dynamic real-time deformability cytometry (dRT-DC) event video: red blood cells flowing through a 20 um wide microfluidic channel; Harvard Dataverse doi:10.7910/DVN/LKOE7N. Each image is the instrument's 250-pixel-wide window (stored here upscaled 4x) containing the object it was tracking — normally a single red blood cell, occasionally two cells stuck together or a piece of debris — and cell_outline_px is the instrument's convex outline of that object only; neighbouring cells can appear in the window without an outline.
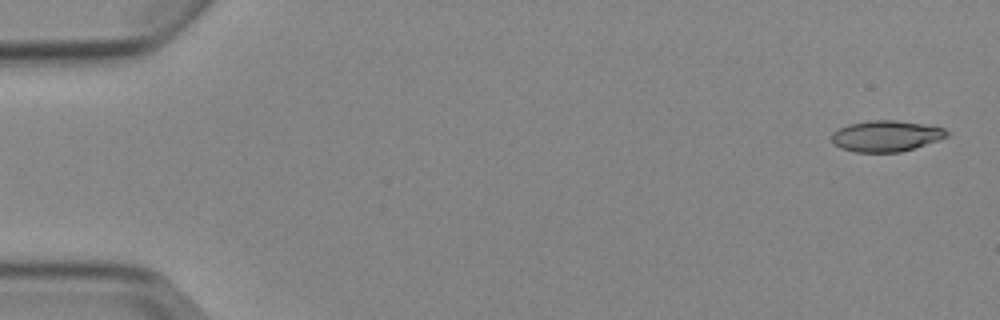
{"species": "Egyptian fruit bat (a non-hibernating species)", "species_latin": "Rousettus aegyptiacus", "temperature_condition": "cold", "stored_images_in_passage": 6, "camera_frame_rate_fps": 3000, "um_per_image_px": 0.085, "animal": {"sex": "female"}, "frame": {"image": 1, "passage_image": 1, "time_ms": 0.0, "image_size_px": [1000, 320], "cell_outline_px": [[948, 136], [900, 152], [856, 152], [840, 148], [832, 144], [832, 132], [848, 124], [872, 120], [896, 120], [924, 124], [944, 128], [948, 132]], "centroid_in_image_um": [75.27, 11.55], "position_along_channel_um": 9.7, "area_um2": 20.63}}
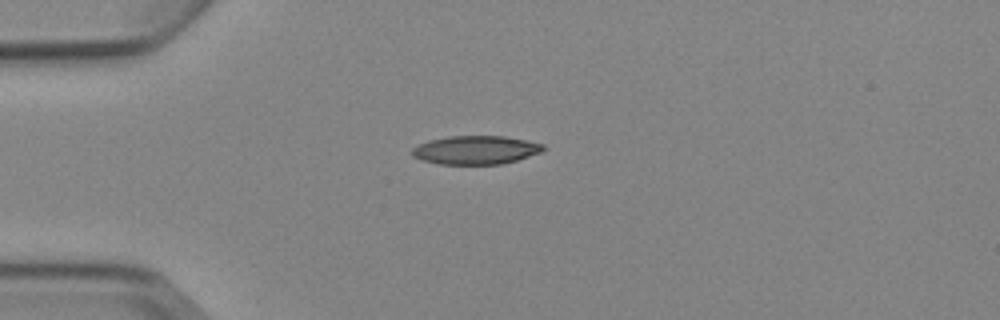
{"frame": {"image": 2, "passage_image": 4, "time_ms": 4.0, "image_size_px": [1000, 320], "cell_outline_px": [[544, 148], [540, 152], [516, 160], [500, 164], [440, 164], [420, 160], [412, 156], [412, 148], [428, 140], [448, 136], [504, 136], [528, 140], [544, 144]], "centroid_in_image_um": [40.41, 12.74], "position_along_channel_um": 44.6, "area_um2": 21.79}}
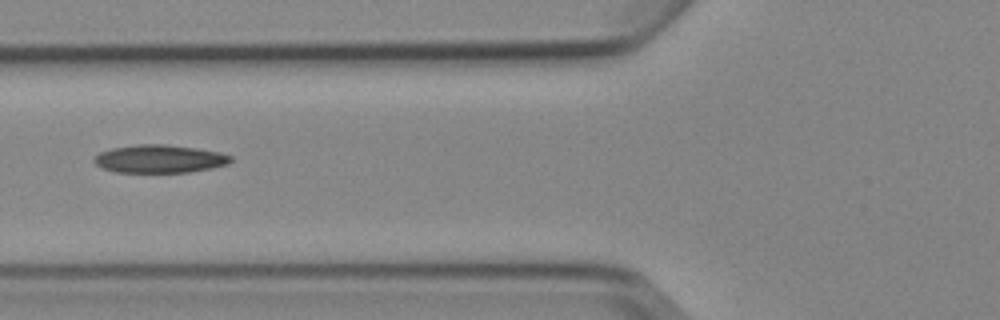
{"frame": {"image": 3, "passage_image": 6, "time_ms": 6.333, "image_size_px": [1000, 320], "cell_outline_px": [[232, 160], [228, 164], [212, 168], [188, 172], [116, 172], [104, 168], [96, 164], [92, 160], [100, 152], [112, 148], [136, 144], [164, 144], [196, 148], [220, 152], [232, 156]], "centroid_in_image_um": [13.58, 13.5], "position_along_channel_um": 112.2, "area_um2": 22.25}}